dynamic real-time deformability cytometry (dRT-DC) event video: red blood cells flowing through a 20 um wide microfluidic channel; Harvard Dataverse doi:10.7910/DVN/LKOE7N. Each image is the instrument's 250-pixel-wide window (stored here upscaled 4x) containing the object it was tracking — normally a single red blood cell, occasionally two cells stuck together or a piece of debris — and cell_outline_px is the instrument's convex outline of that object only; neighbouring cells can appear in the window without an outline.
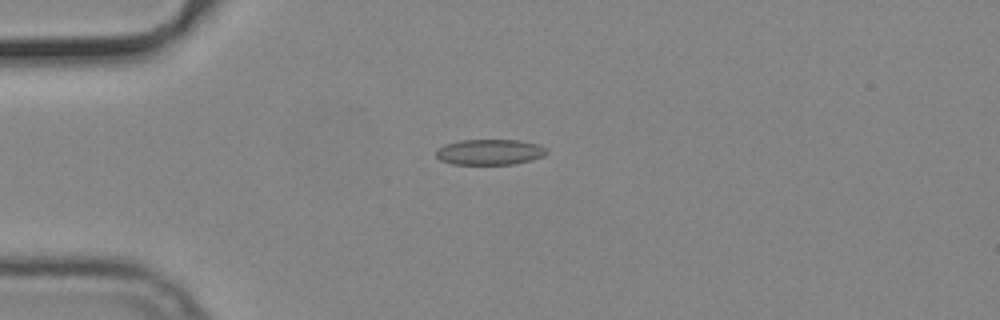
{"species": "common noctule bat (a hibernating species)", "species_latin": "Nyctalus noctula", "temperature_condition": "cold", "stored_images_in_passage": 37, "camera_frame_rate_fps": 3000, "um_per_image_px": 0.085, "animal": {"sex": "male", "body_mass_g": 19.2, "forearm_length_mm": 51.8}, "frame": {"image": 1, "passage_image": 3, "time_ms": 0.667, "image_size_px": [1000, 320], "cell_outline_px": [[548, 152], [544, 156], [532, 160], [512, 164], [452, 164], [440, 160], [436, 156], [436, 148], [444, 144], [460, 140], [520, 140], [540, 144], [548, 148]], "centroid_in_image_um": [41.65, 12.91], "position_along_channel_um": 43.4, "area_um2": 16.76}}
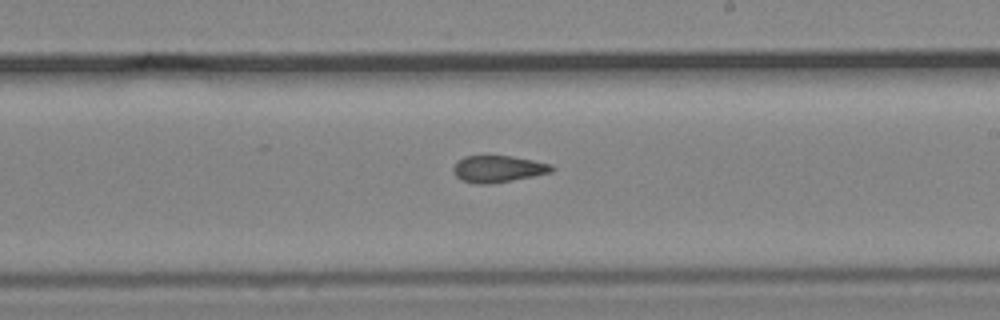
{"frame": {"image": 2, "passage_image": 21, "time_ms": 6.667, "image_size_px": [1000, 320], "cell_outline_px": [[556, 168], [552, 172], [512, 180], [488, 184], [476, 184], [460, 180], [452, 172], [452, 168], [456, 160], [464, 156], [512, 156], [552, 164]], "centroid_in_image_um": [42.3, 14.35], "position_along_channel_um": 246.7, "area_um2": 15.49}}
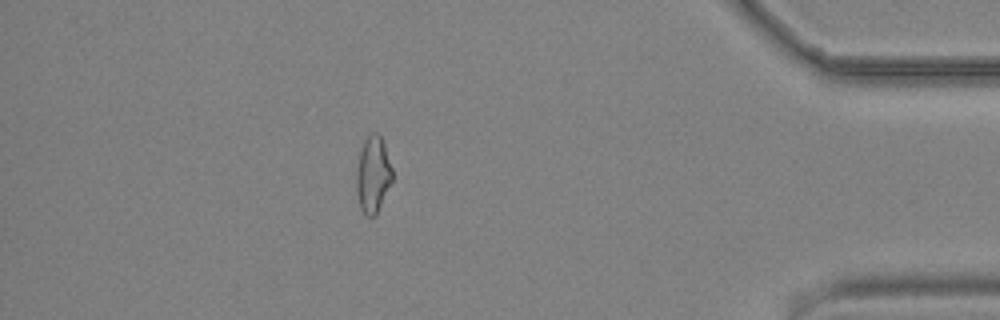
{"frame": {"image": 3, "passage_image": 37, "time_ms": 12.0, "image_size_px": [1000, 320], "cell_outline_px": [[392, 180], [376, 216], [368, 216], [360, 208], [356, 196], [356, 168], [360, 148], [364, 140], [372, 132], [376, 132], [380, 136], [384, 144], [392, 168]], "centroid_in_image_um": [31.68, 14.84], "position_along_channel_um": 403.5, "area_um2": 16.13}, "authors_computed_cell_mechanics": {"area_um2": 16.0106, "velocity_mm_per_s": 3.7682, "shape_relaxation_time_tau1_ms": null, "shape_relaxation_time_tau2_ms": 3.3528, "deformation_change_tau1": null, "deformation_change_tau2": 0.0964}}